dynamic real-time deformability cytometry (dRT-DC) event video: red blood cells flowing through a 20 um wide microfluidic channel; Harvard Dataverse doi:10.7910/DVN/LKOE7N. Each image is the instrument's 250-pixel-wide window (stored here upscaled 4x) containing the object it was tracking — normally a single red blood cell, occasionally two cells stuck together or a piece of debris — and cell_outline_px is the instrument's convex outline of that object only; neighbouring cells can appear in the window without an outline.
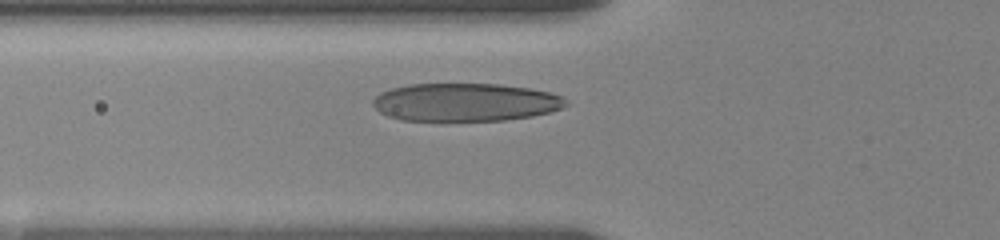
{"species": "human", "species_latin": "Homo sapiens", "temperature_condition": "room temperature", "stored_images_in_passage": 6, "camera_frame_rate_fps": 3000, "um_per_image_px": 0.085, "donor": {"sex": "female"}, "frame": {"image": 1, "passage_image": 5, "time_ms": 2.333, "image_size_px": [1000, 240], "cell_outline_px": [[568, 104], [552, 112], [532, 116], [504, 120], [444, 124], [440, 124], [400, 120], [388, 116], [380, 112], [372, 104], [372, 100], [380, 92], [392, 88], [408, 84], [500, 84], [528, 88], [552, 92], [568, 100]], "centroid_in_image_um": [39.51, 8.74], "position_along_channel_um": 86.3, "area_um2": 44.39}}